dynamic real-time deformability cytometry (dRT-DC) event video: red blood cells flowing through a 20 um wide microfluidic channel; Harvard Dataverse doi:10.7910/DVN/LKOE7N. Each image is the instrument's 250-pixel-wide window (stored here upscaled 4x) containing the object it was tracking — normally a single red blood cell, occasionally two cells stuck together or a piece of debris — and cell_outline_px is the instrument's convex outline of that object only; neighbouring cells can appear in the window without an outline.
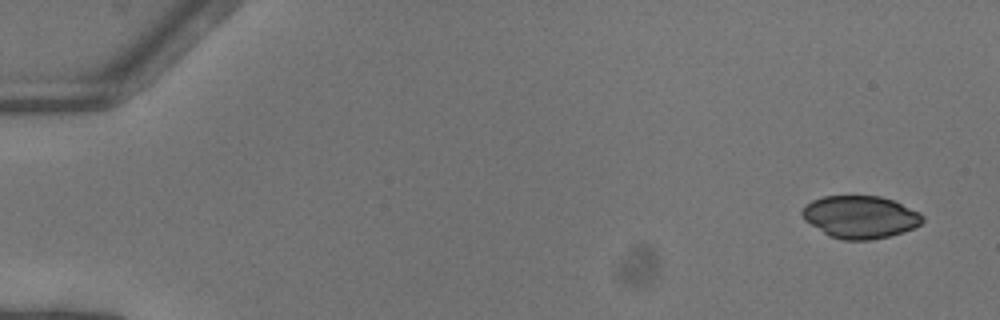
{"species": "common noctule bat (a hibernating species)", "species_latin": "Nyctalus noctula", "temperature_condition": "warm", "stored_images_in_passage": 16, "camera_frame_rate_fps": 3000, "um_per_image_px": 0.085, "animal": {"sex": "female"}, "frame": {"image": 1, "passage_image": 1, "time_ms": 0.0, "image_size_px": [1000, 320], "cell_outline_px": [[924, 220], [920, 224], [904, 232], [872, 240], [844, 240], [828, 236], [804, 220], [800, 212], [804, 204], [812, 200], [824, 196], [880, 196], [892, 200], [920, 212], [924, 216]], "centroid_in_image_um": [73.09, 18.44], "position_along_channel_um": 11.9, "area_um2": 30.0}}
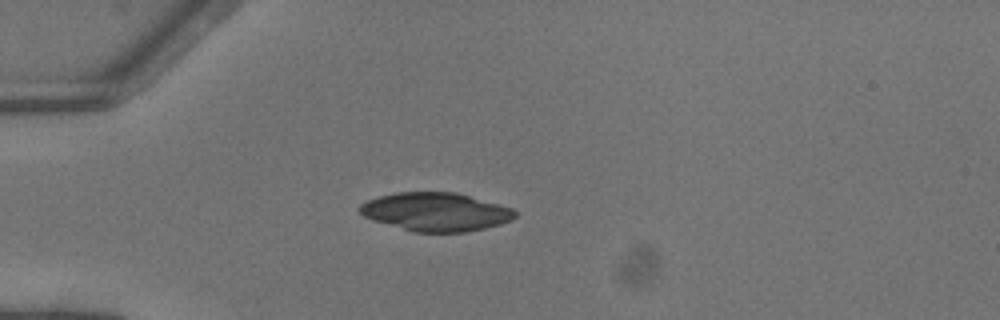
{"frame": {"image": 2, "passage_image": 13, "time_ms": 4.0, "image_size_px": [1000, 320], "cell_outline_px": [[516, 216], [512, 220], [500, 224], [484, 228], [464, 232], [412, 232], [372, 220], [364, 216], [356, 208], [360, 204], [368, 200], [380, 196], [396, 192], [456, 192], [500, 204], [512, 208], [516, 212]], "centroid_in_image_um": [37.02, 18.01], "position_along_channel_um": 48.0, "area_um2": 34.91}}